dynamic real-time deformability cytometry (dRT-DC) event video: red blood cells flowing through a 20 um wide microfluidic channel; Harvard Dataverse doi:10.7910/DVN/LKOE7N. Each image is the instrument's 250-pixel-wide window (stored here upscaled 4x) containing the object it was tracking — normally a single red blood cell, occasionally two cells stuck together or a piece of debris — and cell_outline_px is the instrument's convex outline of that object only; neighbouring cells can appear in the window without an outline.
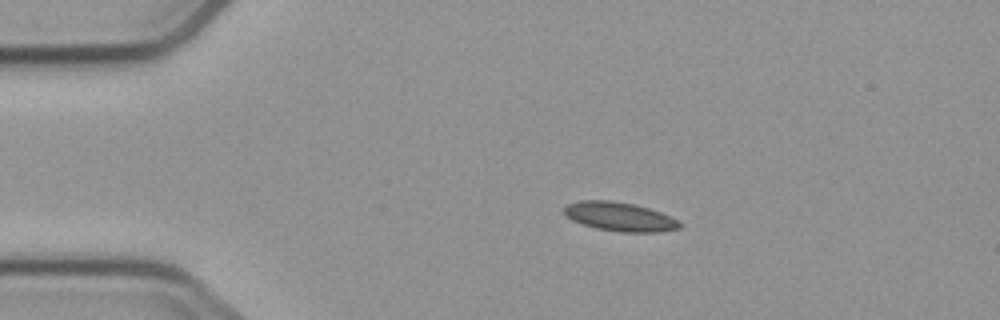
{"species": "common noctule bat (a hibernating species)", "species_latin": "Nyctalus noctula", "temperature_condition": "cold", "stored_images_in_passage": 4, "camera_frame_rate_fps": 3000, "um_per_image_px": 0.085, "animal": {"sex": "male", "body_mass_g": 23.1, "forearm_length_mm": 52.7}, "frame": {"image": 1, "passage_image": 2, "time_ms": 1.333, "image_size_px": [1000, 320], "cell_outline_px": [[684, 224], [680, 228], [660, 232], [620, 232], [596, 228], [572, 220], [564, 212], [564, 208], [568, 204], [580, 200], [612, 200], [632, 204], [648, 208], [660, 212]], "centroid_in_image_um": [52.69, 18.42], "position_along_channel_um": 32.3, "area_um2": 19.31}}
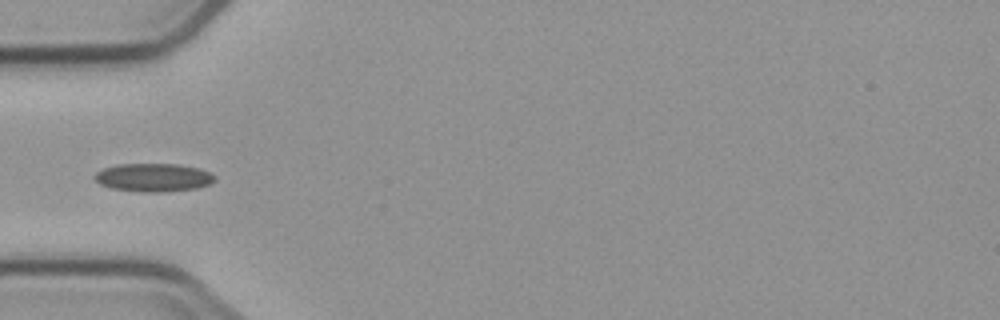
{"frame": {"image": 2, "passage_image": 4, "time_ms": 3.667, "image_size_px": [1000, 320], "cell_outline_px": [[216, 180], [212, 184], [196, 188], [160, 192], [140, 192], [112, 188], [100, 184], [92, 176], [96, 172], [104, 168], [116, 164], [176, 164], [200, 168], [216, 176]], "centroid_in_image_um": [13.05, 15.08], "position_along_channel_um": 71.9, "area_um2": 19.88}}